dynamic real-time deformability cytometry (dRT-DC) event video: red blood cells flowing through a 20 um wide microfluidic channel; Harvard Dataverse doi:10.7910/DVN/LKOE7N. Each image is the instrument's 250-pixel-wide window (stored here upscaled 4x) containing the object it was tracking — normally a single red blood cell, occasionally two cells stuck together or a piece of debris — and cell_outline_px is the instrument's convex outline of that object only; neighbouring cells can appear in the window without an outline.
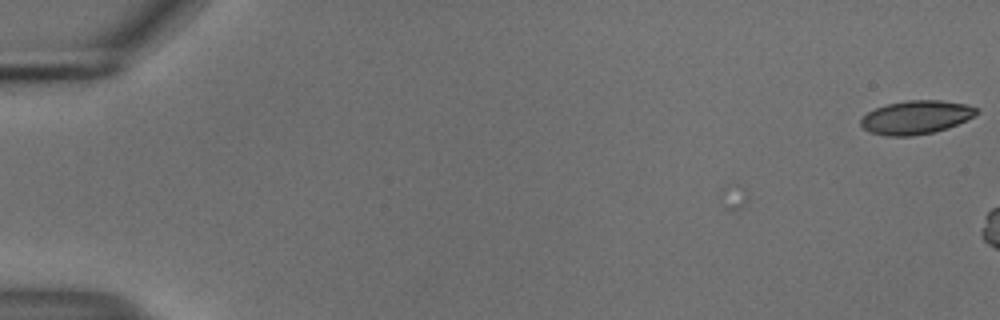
{"species": "common noctule bat (a hibernating species)", "species_latin": "Nyctalus noctula", "temperature_condition": "cold", "stored_images_in_passage": 12, "camera_frame_rate_fps": 3000, "um_per_image_px": 0.085, "animal": {"sex": "male", "body_mass_g": 18.8}, "frame": {"image": 1, "passage_image": 1, "time_ms": 0.0, "image_size_px": [1000, 320], "cell_outline_px": [[980, 112], [948, 128], [932, 132], [912, 136], [888, 136], [868, 132], [860, 124], [860, 120], [868, 112], [876, 108], [888, 104], [908, 100], [940, 100], [964, 104], [980, 108]], "centroid_in_image_um": [77.85, 9.97], "position_along_channel_um": 7.1, "area_um2": 22.43}}